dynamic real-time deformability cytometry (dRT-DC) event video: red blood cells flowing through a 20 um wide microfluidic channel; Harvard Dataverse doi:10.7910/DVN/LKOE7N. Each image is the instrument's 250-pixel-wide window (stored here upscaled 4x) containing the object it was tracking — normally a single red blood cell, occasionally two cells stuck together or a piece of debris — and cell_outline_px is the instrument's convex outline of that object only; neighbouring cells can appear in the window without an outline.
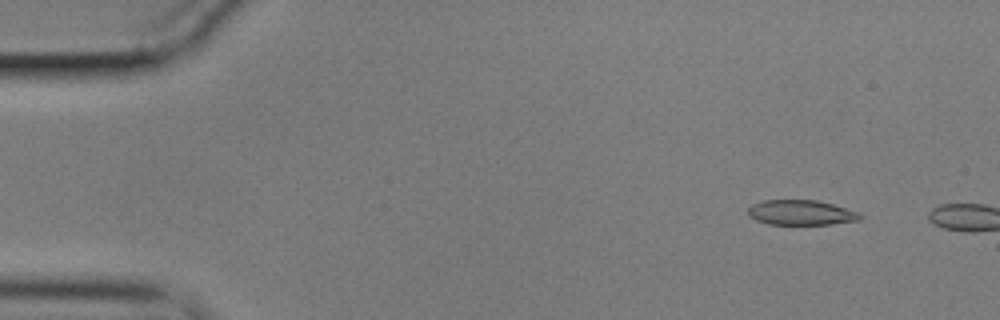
{"species": "common noctule bat (a hibernating species)", "species_latin": "Nyctalus noctula", "temperature_condition": "cold", "stored_images_in_passage": 8, "camera_frame_rate_fps": 3000, "um_per_image_px": 0.085, "animal": {"sex": "male", "body_mass_g": 17.9}, "frame": {"image": 1, "passage_image": 6, "time_ms": 1.667, "image_size_px": [1000, 320], "cell_outline_px": [[864, 216], [860, 220], [832, 224], [768, 224], [756, 220], [748, 216], [748, 208], [752, 204], [764, 200], [816, 200], [832, 204], [860, 212]], "centroid_in_image_um": [68.1, 18.07], "position_along_channel_um": 16.9, "area_um2": 16.42}}